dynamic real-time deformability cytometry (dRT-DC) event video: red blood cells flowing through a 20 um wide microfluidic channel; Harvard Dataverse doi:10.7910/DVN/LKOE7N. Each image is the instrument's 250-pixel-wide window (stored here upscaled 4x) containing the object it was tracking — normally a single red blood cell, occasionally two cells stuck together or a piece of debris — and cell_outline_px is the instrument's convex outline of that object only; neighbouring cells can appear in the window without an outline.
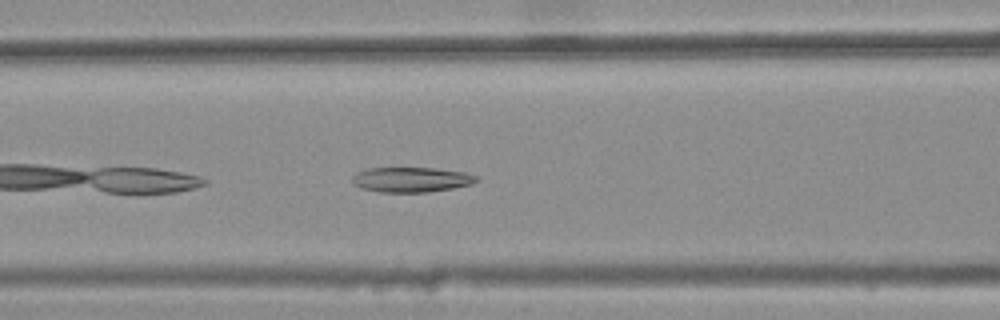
{"species": "common noctule bat (a hibernating species)", "species_latin": "Nyctalus noctula", "temperature_condition": "warm", "stored_images_in_passage": 26, "camera_frame_rate_fps": 3000, "um_per_image_px": 0.085, "animal": {"sex": "female", "body_mass_g": 25.1}, "frame": {"image": 1, "passage_image": 7, "time_ms": 2.0, "image_size_px": [1000, 320], "cell_outline_px": [[480, 180], [472, 184], [452, 188], [428, 192], [380, 192], [360, 188], [352, 184], [352, 176], [356, 172], [368, 168], [436, 168], [464, 172], [476, 176]], "centroid_in_image_um": [34.93, 15.27], "position_along_channel_um": 131.7, "area_um2": 18.21}}
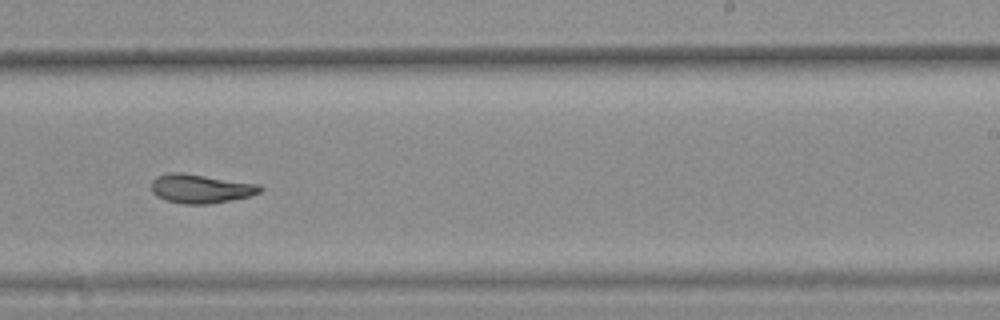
{"frame": {"image": 2, "passage_image": 18, "time_ms": 5.667, "image_size_px": [1000, 320], "cell_outline_px": [[264, 188], [260, 192], [252, 196], [208, 204], [184, 204], [168, 200], [156, 196], [152, 192], [152, 180], [156, 176], [168, 172], [184, 172], [260, 184]], "centroid_in_image_um": [17.08, 16.02], "position_along_channel_um": 271.9, "area_um2": 18.55}}
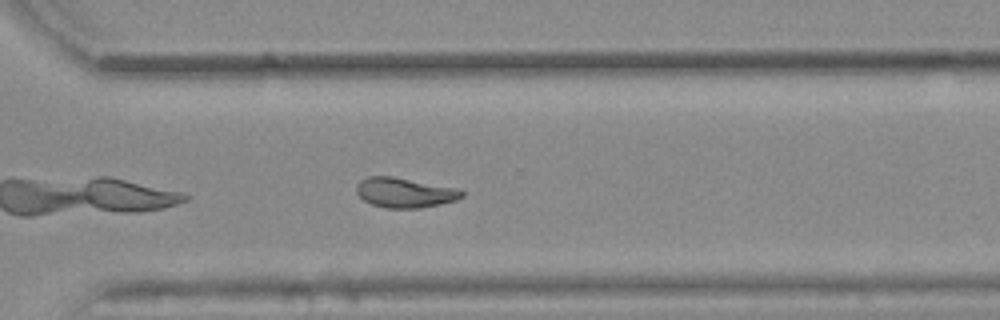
{"frame": {"image": 3, "passage_image": 23, "time_ms": 7.333, "image_size_px": [1000, 320], "cell_outline_px": [[464, 196], [456, 200], [440, 204], [420, 208], [384, 208], [372, 204], [364, 200], [356, 192], [356, 184], [360, 180], [368, 176], [392, 176], [460, 188], [464, 192]], "centroid_in_image_um": [34.42, 16.36], "position_along_channel_um": 336.2, "area_um2": 18.55}, "authors_computed_cell_mechanics": {"area_um2": 18.0914, "velocity_mm_per_s": 3.8366, "shape_relaxation_time_tau1_ms": null, "shape_relaxation_time_tau2_ms": 3.0544, "deformation_change_tau1": null, "deformation_change_tau2": 0.0865}}